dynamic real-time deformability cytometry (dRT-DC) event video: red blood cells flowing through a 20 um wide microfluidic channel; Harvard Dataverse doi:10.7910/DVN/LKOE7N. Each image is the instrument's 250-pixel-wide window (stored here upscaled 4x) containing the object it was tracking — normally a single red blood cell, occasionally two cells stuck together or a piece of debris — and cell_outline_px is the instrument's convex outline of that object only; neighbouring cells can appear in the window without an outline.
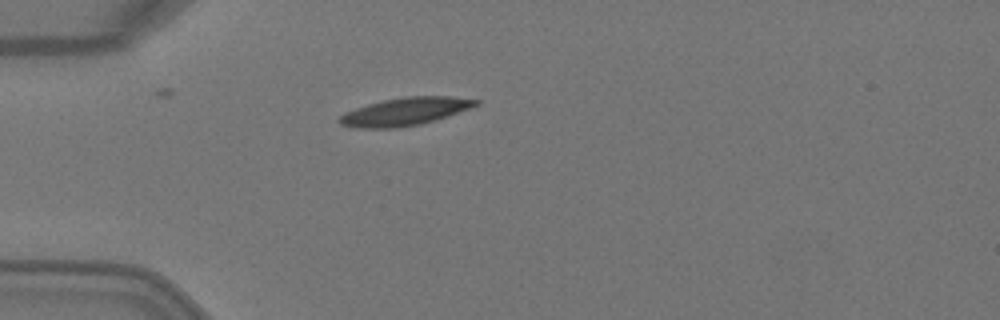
{"species": "Egyptian fruit bat (a non-hibernating species)", "species_latin": "Rousettus aegyptiacus", "temperature_condition": "warm", "stored_images_in_passage": 2, "camera_frame_rate_fps": 3000, "um_per_image_px": 0.085, "animal": {"sex": "female"}, "frame": {"image": 1, "passage_image": 1, "time_ms": 0.0, "image_size_px": [1000, 320], "cell_outline_px": [[480, 104], [448, 116], [420, 124], [396, 128], [352, 128], [340, 124], [336, 120], [344, 112], [368, 104], [384, 100], [404, 96], [452, 96], [480, 100]], "centroid_in_image_um": [34.4, 9.48], "position_along_channel_um": 50.6, "area_um2": 22.2}}